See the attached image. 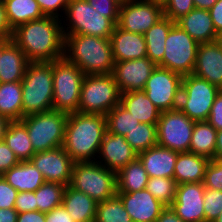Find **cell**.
Wrapping results in <instances>:
<instances>
[{"label": "cell", "mask_w": 222, "mask_h": 222, "mask_svg": "<svg viewBox=\"0 0 222 222\" xmlns=\"http://www.w3.org/2000/svg\"><path fill=\"white\" fill-rule=\"evenodd\" d=\"M60 18L45 16L18 26L11 40L30 62H52L64 57L65 36Z\"/></svg>", "instance_id": "1"}, {"label": "cell", "mask_w": 222, "mask_h": 222, "mask_svg": "<svg viewBox=\"0 0 222 222\" xmlns=\"http://www.w3.org/2000/svg\"><path fill=\"white\" fill-rule=\"evenodd\" d=\"M106 132V115L70 113L62 147L75 163L96 161Z\"/></svg>", "instance_id": "2"}, {"label": "cell", "mask_w": 222, "mask_h": 222, "mask_svg": "<svg viewBox=\"0 0 222 222\" xmlns=\"http://www.w3.org/2000/svg\"><path fill=\"white\" fill-rule=\"evenodd\" d=\"M64 57L85 75H108L114 68L110 38L64 34Z\"/></svg>", "instance_id": "3"}, {"label": "cell", "mask_w": 222, "mask_h": 222, "mask_svg": "<svg viewBox=\"0 0 222 222\" xmlns=\"http://www.w3.org/2000/svg\"><path fill=\"white\" fill-rule=\"evenodd\" d=\"M21 84L23 117L53 109V61L30 62Z\"/></svg>", "instance_id": "4"}, {"label": "cell", "mask_w": 222, "mask_h": 222, "mask_svg": "<svg viewBox=\"0 0 222 222\" xmlns=\"http://www.w3.org/2000/svg\"><path fill=\"white\" fill-rule=\"evenodd\" d=\"M68 114L57 110L24 116L20 122L26 127L35 152L63 146Z\"/></svg>", "instance_id": "5"}, {"label": "cell", "mask_w": 222, "mask_h": 222, "mask_svg": "<svg viewBox=\"0 0 222 222\" xmlns=\"http://www.w3.org/2000/svg\"><path fill=\"white\" fill-rule=\"evenodd\" d=\"M70 186L97 203L103 202L117 194L116 173L96 161L76 162Z\"/></svg>", "instance_id": "6"}, {"label": "cell", "mask_w": 222, "mask_h": 222, "mask_svg": "<svg viewBox=\"0 0 222 222\" xmlns=\"http://www.w3.org/2000/svg\"><path fill=\"white\" fill-rule=\"evenodd\" d=\"M85 74L65 57L53 61V110L78 112Z\"/></svg>", "instance_id": "7"}, {"label": "cell", "mask_w": 222, "mask_h": 222, "mask_svg": "<svg viewBox=\"0 0 222 222\" xmlns=\"http://www.w3.org/2000/svg\"><path fill=\"white\" fill-rule=\"evenodd\" d=\"M121 93L112 74L85 75L78 112L106 115L120 104Z\"/></svg>", "instance_id": "8"}, {"label": "cell", "mask_w": 222, "mask_h": 222, "mask_svg": "<svg viewBox=\"0 0 222 222\" xmlns=\"http://www.w3.org/2000/svg\"><path fill=\"white\" fill-rule=\"evenodd\" d=\"M221 89L193 74L185 75L178 109L193 121H207L211 107Z\"/></svg>", "instance_id": "9"}, {"label": "cell", "mask_w": 222, "mask_h": 222, "mask_svg": "<svg viewBox=\"0 0 222 222\" xmlns=\"http://www.w3.org/2000/svg\"><path fill=\"white\" fill-rule=\"evenodd\" d=\"M64 34H83L110 38L116 26L109 18L96 11L87 0H71L65 11ZM68 26L66 29L65 27Z\"/></svg>", "instance_id": "10"}, {"label": "cell", "mask_w": 222, "mask_h": 222, "mask_svg": "<svg viewBox=\"0 0 222 222\" xmlns=\"http://www.w3.org/2000/svg\"><path fill=\"white\" fill-rule=\"evenodd\" d=\"M199 43L176 23L165 40L162 61L157 65L182 76L193 73Z\"/></svg>", "instance_id": "11"}, {"label": "cell", "mask_w": 222, "mask_h": 222, "mask_svg": "<svg viewBox=\"0 0 222 222\" xmlns=\"http://www.w3.org/2000/svg\"><path fill=\"white\" fill-rule=\"evenodd\" d=\"M195 121L178 108L162 111L157 122V145L178 153L189 152Z\"/></svg>", "instance_id": "12"}, {"label": "cell", "mask_w": 222, "mask_h": 222, "mask_svg": "<svg viewBox=\"0 0 222 222\" xmlns=\"http://www.w3.org/2000/svg\"><path fill=\"white\" fill-rule=\"evenodd\" d=\"M183 76L156 66L144 88L147 97L162 111L178 108Z\"/></svg>", "instance_id": "13"}, {"label": "cell", "mask_w": 222, "mask_h": 222, "mask_svg": "<svg viewBox=\"0 0 222 222\" xmlns=\"http://www.w3.org/2000/svg\"><path fill=\"white\" fill-rule=\"evenodd\" d=\"M163 17L162 5L148 0H131L120 5L116 26L125 31L144 35Z\"/></svg>", "instance_id": "14"}, {"label": "cell", "mask_w": 222, "mask_h": 222, "mask_svg": "<svg viewBox=\"0 0 222 222\" xmlns=\"http://www.w3.org/2000/svg\"><path fill=\"white\" fill-rule=\"evenodd\" d=\"M29 161L42 174L45 182L70 185L75 162L63 147L36 152Z\"/></svg>", "instance_id": "15"}, {"label": "cell", "mask_w": 222, "mask_h": 222, "mask_svg": "<svg viewBox=\"0 0 222 222\" xmlns=\"http://www.w3.org/2000/svg\"><path fill=\"white\" fill-rule=\"evenodd\" d=\"M205 189L203 182L178 184L175 200L169 207L184 222H205Z\"/></svg>", "instance_id": "16"}, {"label": "cell", "mask_w": 222, "mask_h": 222, "mask_svg": "<svg viewBox=\"0 0 222 222\" xmlns=\"http://www.w3.org/2000/svg\"><path fill=\"white\" fill-rule=\"evenodd\" d=\"M156 66L148 57L115 62L112 75L120 93L144 90Z\"/></svg>", "instance_id": "17"}, {"label": "cell", "mask_w": 222, "mask_h": 222, "mask_svg": "<svg viewBox=\"0 0 222 222\" xmlns=\"http://www.w3.org/2000/svg\"><path fill=\"white\" fill-rule=\"evenodd\" d=\"M98 154L100 156L98 155L96 158H99L100 161L96 160V162L115 173L138 157L123 135L108 131L104 135Z\"/></svg>", "instance_id": "18"}, {"label": "cell", "mask_w": 222, "mask_h": 222, "mask_svg": "<svg viewBox=\"0 0 222 222\" xmlns=\"http://www.w3.org/2000/svg\"><path fill=\"white\" fill-rule=\"evenodd\" d=\"M132 222H156L166 208L147 189L132 193L117 192Z\"/></svg>", "instance_id": "19"}, {"label": "cell", "mask_w": 222, "mask_h": 222, "mask_svg": "<svg viewBox=\"0 0 222 222\" xmlns=\"http://www.w3.org/2000/svg\"><path fill=\"white\" fill-rule=\"evenodd\" d=\"M193 75L222 90V42L200 43Z\"/></svg>", "instance_id": "20"}, {"label": "cell", "mask_w": 222, "mask_h": 222, "mask_svg": "<svg viewBox=\"0 0 222 222\" xmlns=\"http://www.w3.org/2000/svg\"><path fill=\"white\" fill-rule=\"evenodd\" d=\"M114 62L147 57L145 37L142 34L114 27L110 36Z\"/></svg>", "instance_id": "21"}, {"label": "cell", "mask_w": 222, "mask_h": 222, "mask_svg": "<svg viewBox=\"0 0 222 222\" xmlns=\"http://www.w3.org/2000/svg\"><path fill=\"white\" fill-rule=\"evenodd\" d=\"M176 24L199 44L220 40V36L214 28L209 10L194 8L187 15L178 19Z\"/></svg>", "instance_id": "22"}, {"label": "cell", "mask_w": 222, "mask_h": 222, "mask_svg": "<svg viewBox=\"0 0 222 222\" xmlns=\"http://www.w3.org/2000/svg\"><path fill=\"white\" fill-rule=\"evenodd\" d=\"M178 152L155 145L138 154L145 171L150 177L174 178Z\"/></svg>", "instance_id": "23"}, {"label": "cell", "mask_w": 222, "mask_h": 222, "mask_svg": "<svg viewBox=\"0 0 222 222\" xmlns=\"http://www.w3.org/2000/svg\"><path fill=\"white\" fill-rule=\"evenodd\" d=\"M29 63L11 39L1 41L0 83L22 81Z\"/></svg>", "instance_id": "24"}, {"label": "cell", "mask_w": 222, "mask_h": 222, "mask_svg": "<svg viewBox=\"0 0 222 222\" xmlns=\"http://www.w3.org/2000/svg\"><path fill=\"white\" fill-rule=\"evenodd\" d=\"M120 105L141 123L157 124L161 115L143 90L121 93Z\"/></svg>", "instance_id": "25"}, {"label": "cell", "mask_w": 222, "mask_h": 222, "mask_svg": "<svg viewBox=\"0 0 222 222\" xmlns=\"http://www.w3.org/2000/svg\"><path fill=\"white\" fill-rule=\"evenodd\" d=\"M209 161L208 158L191 152L178 153L174 169L176 184L203 182Z\"/></svg>", "instance_id": "26"}, {"label": "cell", "mask_w": 222, "mask_h": 222, "mask_svg": "<svg viewBox=\"0 0 222 222\" xmlns=\"http://www.w3.org/2000/svg\"><path fill=\"white\" fill-rule=\"evenodd\" d=\"M97 204L87 194L66 186L62 205L75 222H95Z\"/></svg>", "instance_id": "27"}, {"label": "cell", "mask_w": 222, "mask_h": 222, "mask_svg": "<svg viewBox=\"0 0 222 222\" xmlns=\"http://www.w3.org/2000/svg\"><path fill=\"white\" fill-rule=\"evenodd\" d=\"M2 177L18 192H35L45 182L42 174L30 161H20Z\"/></svg>", "instance_id": "28"}, {"label": "cell", "mask_w": 222, "mask_h": 222, "mask_svg": "<svg viewBox=\"0 0 222 222\" xmlns=\"http://www.w3.org/2000/svg\"><path fill=\"white\" fill-rule=\"evenodd\" d=\"M3 142L14 152L19 161H29L36 153L28 137L27 129L20 121L8 123Z\"/></svg>", "instance_id": "29"}, {"label": "cell", "mask_w": 222, "mask_h": 222, "mask_svg": "<svg viewBox=\"0 0 222 222\" xmlns=\"http://www.w3.org/2000/svg\"><path fill=\"white\" fill-rule=\"evenodd\" d=\"M3 2L12 30L27 22L45 17L36 0H3Z\"/></svg>", "instance_id": "30"}, {"label": "cell", "mask_w": 222, "mask_h": 222, "mask_svg": "<svg viewBox=\"0 0 222 222\" xmlns=\"http://www.w3.org/2000/svg\"><path fill=\"white\" fill-rule=\"evenodd\" d=\"M217 130L208 121H196L189 146V152L215 159Z\"/></svg>", "instance_id": "31"}, {"label": "cell", "mask_w": 222, "mask_h": 222, "mask_svg": "<svg viewBox=\"0 0 222 222\" xmlns=\"http://www.w3.org/2000/svg\"><path fill=\"white\" fill-rule=\"evenodd\" d=\"M0 115L9 121L23 118L21 81L0 83Z\"/></svg>", "instance_id": "32"}, {"label": "cell", "mask_w": 222, "mask_h": 222, "mask_svg": "<svg viewBox=\"0 0 222 222\" xmlns=\"http://www.w3.org/2000/svg\"><path fill=\"white\" fill-rule=\"evenodd\" d=\"M149 176L137 157L116 173L117 192L132 193L146 189Z\"/></svg>", "instance_id": "33"}, {"label": "cell", "mask_w": 222, "mask_h": 222, "mask_svg": "<svg viewBox=\"0 0 222 222\" xmlns=\"http://www.w3.org/2000/svg\"><path fill=\"white\" fill-rule=\"evenodd\" d=\"M176 22L165 16L144 33L147 57L158 65L164 56L165 40Z\"/></svg>", "instance_id": "34"}, {"label": "cell", "mask_w": 222, "mask_h": 222, "mask_svg": "<svg viewBox=\"0 0 222 222\" xmlns=\"http://www.w3.org/2000/svg\"><path fill=\"white\" fill-rule=\"evenodd\" d=\"M66 186L57 182H44L35 191L37 210L43 213L62 205Z\"/></svg>", "instance_id": "35"}, {"label": "cell", "mask_w": 222, "mask_h": 222, "mask_svg": "<svg viewBox=\"0 0 222 222\" xmlns=\"http://www.w3.org/2000/svg\"><path fill=\"white\" fill-rule=\"evenodd\" d=\"M157 124L140 123L125 134L128 144L139 154L157 145Z\"/></svg>", "instance_id": "36"}, {"label": "cell", "mask_w": 222, "mask_h": 222, "mask_svg": "<svg viewBox=\"0 0 222 222\" xmlns=\"http://www.w3.org/2000/svg\"><path fill=\"white\" fill-rule=\"evenodd\" d=\"M95 222H132V220L116 194L97 204Z\"/></svg>", "instance_id": "37"}, {"label": "cell", "mask_w": 222, "mask_h": 222, "mask_svg": "<svg viewBox=\"0 0 222 222\" xmlns=\"http://www.w3.org/2000/svg\"><path fill=\"white\" fill-rule=\"evenodd\" d=\"M140 123L137 118H134L120 104L106 114V125L109 133L125 136V134L133 130Z\"/></svg>", "instance_id": "38"}, {"label": "cell", "mask_w": 222, "mask_h": 222, "mask_svg": "<svg viewBox=\"0 0 222 222\" xmlns=\"http://www.w3.org/2000/svg\"><path fill=\"white\" fill-rule=\"evenodd\" d=\"M176 187L174 178L150 177L146 189L163 205L169 207L175 200Z\"/></svg>", "instance_id": "39"}, {"label": "cell", "mask_w": 222, "mask_h": 222, "mask_svg": "<svg viewBox=\"0 0 222 222\" xmlns=\"http://www.w3.org/2000/svg\"><path fill=\"white\" fill-rule=\"evenodd\" d=\"M205 222H213L222 212V191L206 188L204 192Z\"/></svg>", "instance_id": "40"}, {"label": "cell", "mask_w": 222, "mask_h": 222, "mask_svg": "<svg viewBox=\"0 0 222 222\" xmlns=\"http://www.w3.org/2000/svg\"><path fill=\"white\" fill-rule=\"evenodd\" d=\"M195 8L193 0H169L163 7L164 16L176 22Z\"/></svg>", "instance_id": "41"}, {"label": "cell", "mask_w": 222, "mask_h": 222, "mask_svg": "<svg viewBox=\"0 0 222 222\" xmlns=\"http://www.w3.org/2000/svg\"><path fill=\"white\" fill-rule=\"evenodd\" d=\"M203 184L205 188L222 191V164L216 159L207 164Z\"/></svg>", "instance_id": "42"}, {"label": "cell", "mask_w": 222, "mask_h": 222, "mask_svg": "<svg viewBox=\"0 0 222 222\" xmlns=\"http://www.w3.org/2000/svg\"><path fill=\"white\" fill-rule=\"evenodd\" d=\"M101 15L109 18L115 25L118 22L120 4L115 0H87Z\"/></svg>", "instance_id": "43"}, {"label": "cell", "mask_w": 222, "mask_h": 222, "mask_svg": "<svg viewBox=\"0 0 222 222\" xmlns=\"http://www.w3.org/2000/svg\"><path fill=\"white\" fill-rule=\"evenodd\" d=\"M45 16L63 18L59 12L66 11L67 5L71 0H36ZM61 9V11H60Z\"/></svg>", "instance_id": "44"}, {"label": "cell", "mask_w": 222, "mask_h": 222, "mask_svg": "<svg viewBox=\"0 0 222 222\" xmlns=\"http://www.w3.org/2000/svg\"><path fill=\"white\" fill-rule=\"evenodd\" d=\"M18 191L0 176V208L13 209Z\"/></svg>", "instance_id": "45"}, {"label": "cell", "mask_w": 222, "mask_h": 222, "mask_svg": "<svg viewBox=\"0 0 222 222\" xmlns=\"http://www.w3.org/2000/svg\"><path fill=\"white\" fill-rule=\"evenodd\" d=\"M14 208L18 213L37 211L35 192H18Z\"/></svg>", "instance_id": "46"}, {"label": "cell", "mask_w": 222, "mask_h": 222, "mask_svg": "<svg viewBox=\"0 0 222 222\" xmlns=\"http://www.w3.org/2000/svg\"><path fill=\"white\" fill-rule=\"evenodd\" d=\"M19 162L14 152L8 148V145L3 140L0 141V176Z\"/></svg>", "instance_id": "47"}, {"label": "cell", "mask_w": 222, "mask_h": 222, "mask_svg": "<svg viewBox=\"0 0 222 222\" xmlns=\"http://www.w3.org/2000/svg\"><path fill=\"white\" fill-rule=\"evenodd\" d=\"M207 121L218 131L222 130V90L217 94Z\"/></svg>", "instance_id": "48"}, {"label": "cell", "mask_w": 222, "mask_h": 222, "mask_svg": "<svg viewBox=\"0 0 222 222\" xmlns=\"http://www.w3.org/2000/svg\"><path fill=\"white\" fill-rule=\"evenodd\" d=\"M45 222H75L66 208L61 205L45 213Z\"/></svg>", "instance_id": "49"}, {"label": "cell", "mask_w": 222, "mask_h": 222, "mask_svg": "<svg viewBox=\"0 0 222 222\" xmlns=\"http://www.w3.org/2000/svg\"><path fill=\"white\" fill-rule=\"evenodd\" d=\"M13 30L11 29L3 0H0V41L10 40L12 38Z\"/></svg>", "instance_id": "50"}, {"label": "cell", "mask_w": 222, "mask_h": 222, "mask_svg": "<svg viewBox=\"0 0 222 222\" xmlns=\"http://www.w3.org/2000/svg\"><path fill=\"white\" fill-rule=\"evenodd\" d=\"M211 18L217 34L222 36V0H218L210 9Z\"/></svg>", "instance_id": "51"}, {"label": "cell", "mask_w": 222, "mask_h": 222, "mask_svg": "<svg viewBox=\"0 0 222 222\" xmlns=\"http://www.w3.org/2000/svg\"><path fill=\"white\" fill-rule=\"evenodd\" d=\"M17 222H45V213L38 210L18 213Z\"/></svg>", "instance_id": "52"}, {"label": "cell", "mask_w": 222, "mask_h": 222, "mask_svg": "<svg viewBox=\"0 0 222 222\" xmlns=\"http://www.w3.org/2000/svg\"><path fill=\"white\" fill-rule=\"evenodd\" d=\"M156 222H184L170 207H166L157 218Z\"/></svg>", "instance_id": "53"}, {"label": "cell", "mask_w": 222, "mask_h": 222, "mask_svg": "<svg viewBox=\"0 0 222 222\" xmlns=\"http://www.w3.org/2000/svg\"><path fill=\"white\" fill-rule=\"evenodd\" d=\"M18 212L15 208H0V222H17Z\"/></svg>", "instance_id": "54"}, {"label": "cell", "mask_w": 222, "mask_h": 222, "mask_svg": "<svg viewBox=\"0 0 222 222\" xmlns=\"http://www.w3.org/2000/svg\"><path fill=\"white\" fill-rule=\"evenodd\" d=\"M195 8L209 10L218 0H193Z\"/></svg>", "instance_id": "55"}, {"label": "cell", "mask_w": 222, "mask_h": 222, "mask_svg": "<svg viewBox=\"0 0 222 222\" xmlns=\"http://www.w3.org/2000/svg\"><path fill=\"white\" fill-rule=\"evenodd\" d=\"M222 153V130L217 131L216 147H215V159Z\"/></svg>", "instance_id": "56"}, {"label": "cell", "mask_w": 222, "mask_h": 222, "mask_svg": "<svg viewBox=\"0 0 222 222\" xmlns=\"http://www.w3.org/2000/svg\"><path fill=\"white\" fill-rule=\"evenodd\" d=\"M10 121L4 116L0 115V141L3 140V136L6 130V127Z\"/></svg>", "instance_id": "57"}, {"label": "cell", "mask_w": 222, "mask_h": 222, "mask_svg": "<svg viewBox=\"0 0 222 222\" xmlns=\"http://www.w3.org/2000/svg\"><path fill=\"white\" fill-rule=\"evenodd\" d=\"M150 2L162 5L164 7V5L169 1V0H148Z\"/></svg>", "instance_id": "58"}, {"label": "cell", "mask_w": 222, "mask_h": 222, "mask_svg": "<svg viewBox=\"0 0 222 222\" xmlns=\"http://www.w3.org/2000/svg\"><path fill=\"white\" fill-rule=\"evenodd\" d=\"M117 3H119L120 5L122 4H126L127 2H130L131 0H115Z\"/></svg>", "instance_id": "59"}, {"label": "cell", "mask_w": 222, "mask_h": 222, "mask_svg": "<svg viewBox=\"0 0 222 222\" xmlns=\"http://www.w3.org/2000/svg\"><path fill=\"white\" fill-rule=\"evenodd\" d=\"M213 222H222V212Z\"/></svg>", "instance_id": "60"}, {"label": "cell", "mask_w": 222, "mask_h": 222, "mask_svg": "<svg viewBox=\"0 0 222 222\" xmlns=\"http://www.w3.org/2000/svg\"><path fill=\"white\" fill-rule=\"evenodd\" d=\"M216 160L222 164V153L216 158Z\"/></svg>", "instance_id": "61"}, {"label": "cell", "mask_w": 222, "mask_h": 222, "mask_svg": "<svg viewBox=\"0 0 222 222\" xmlns=\"http://www.w3.org/2000/svg\"><path fill=\"white\" fill-rule=\"evenodd\" d=\"M0 57H1V41H0Z\"/></svg>", "instance_id": "62"}]
</instances>
